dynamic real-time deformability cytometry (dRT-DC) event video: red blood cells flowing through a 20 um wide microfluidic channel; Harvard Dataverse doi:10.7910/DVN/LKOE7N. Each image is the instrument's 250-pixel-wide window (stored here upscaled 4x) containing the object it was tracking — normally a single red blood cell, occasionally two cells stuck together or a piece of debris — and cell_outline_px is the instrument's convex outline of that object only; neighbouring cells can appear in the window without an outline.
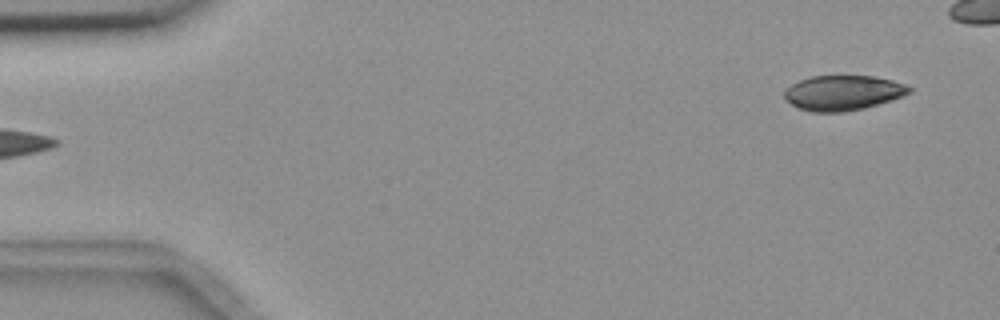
{"species": "common noctule bat (a hibernating species)", "species_latin": "Nyctalus noctula", "temperature_condition": "room temperature", "stored_images_in_passage": 5, "camera_frame_rate_fps": 3000, "um_per_image_px": 0.085, "animal": {"sex": "female", "body_mass_g": 18.4}, "frame": {"image": 1, "passage_image": 5, "time_ms": 5.667, "image_size_px": [1000, 320], "cell_outline_px": [[912, 92], [904, 96], [892, 100], [864, 108], [844, 112], [812, 112], [800, 108], [784, 100], [784, 92], [792, 84], [800, 80], [812, 76], [872, 76], [892, 80], [908, 84], [912, 88]], "centroid_in_image_um": [71.7, 7.89], "position_along_channel_um": 13.3, "area_um2": 25.55}}